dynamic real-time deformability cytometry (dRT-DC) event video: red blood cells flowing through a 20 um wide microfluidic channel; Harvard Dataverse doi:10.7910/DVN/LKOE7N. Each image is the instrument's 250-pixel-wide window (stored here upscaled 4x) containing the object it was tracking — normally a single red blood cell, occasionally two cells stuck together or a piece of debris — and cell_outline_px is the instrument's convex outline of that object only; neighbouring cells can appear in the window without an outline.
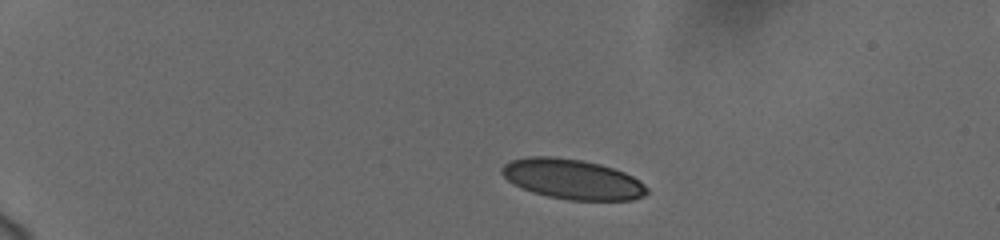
{"species": "human", "species_latin": "Homo sapiens", "temperature_condition": "cold", "stored_images_in_passage": 45, "camera_frame_rate_fps": 3000, "um_per_image_px": 0.085, "donor": {"sex": "female"}, "frame": {"image": 1, "passage_image": 1, "time_ms": 0.0, "image_size_px": [1000, 240], "cell_outline_px": [[648, 192], [644, 196], [632, 200], [568, 200], [548, 196], [532, 192], [508, 180], [500, 172], [500, 168], [504, 164], [512, 160], [528, 156], [556, 156], [584, 160], [600, 164], [624, 172], [640, 180], [648, 188]], "centroid_in_image_um": [48.67, 15.22], "position_along_channel_um": 36.3, "area_um2": 33.93}}
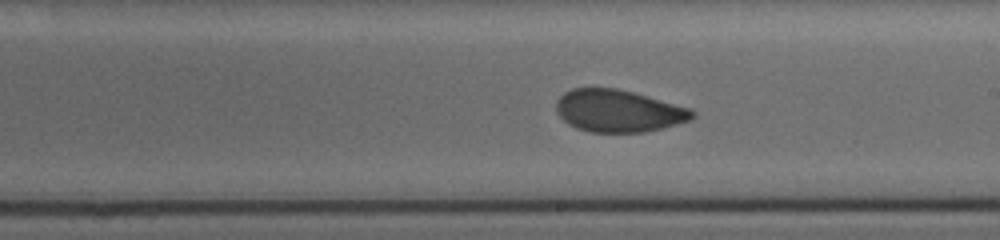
{"frame": {"image": 2, "passage_image": 24, "time_ms": 7.667, "image_size_px": [1000, 240], "cell_outline_px": [[696, 116], [688, 120], [676, 124], [644, 132], [592, 132], [576, 128], [568, 124], [556, 112], [556, 100], [564, 92], [572, 88], [616, 88], [632, 92], [692, 108], [696, 112]], "centroid_in_image_um": [52.55, 9.42], "position_along_channel_um": 236.4, "area_um2": 33.47}}
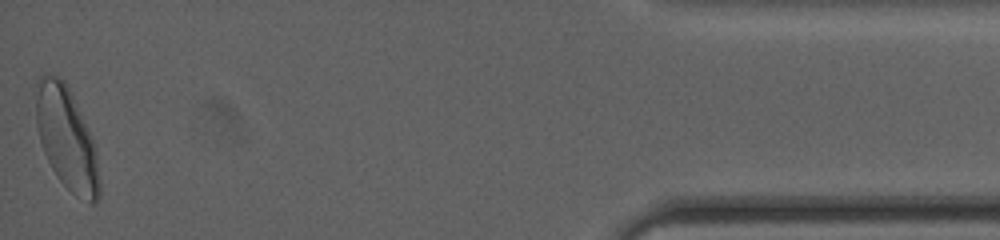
{"frame": {"image": 3, "passage_image": 45, "time_ms": 14.667, "image_size_px": [1000, 240], "cell_outline_px": [[100, 196], [96, 204], [92, 204], [76, 196], [56, 176], [44, 152], [40, 140], [36, 124], [32, 92], [32, 88], [36, 80], [44, 72], [56, 76], [64, 80], [80, 112], [96, 148], [100, 180]], "centroid_in_image_um": [5.61, 11.72], "position_along_channel_um": 429.6, "area_um2": 38.44}, "authors_computed_cell_mechanics": {"area_um2": 34.5644, "velocity_mm_per_s": 3.7148, "shape_relaxation_time_tau1_ms": 6.3767, "shape_relaxation_time_tau2_ms": 1.1873, "deformation_change_tau1": 0.1475, "deformation_change_tau2": 0.062}}